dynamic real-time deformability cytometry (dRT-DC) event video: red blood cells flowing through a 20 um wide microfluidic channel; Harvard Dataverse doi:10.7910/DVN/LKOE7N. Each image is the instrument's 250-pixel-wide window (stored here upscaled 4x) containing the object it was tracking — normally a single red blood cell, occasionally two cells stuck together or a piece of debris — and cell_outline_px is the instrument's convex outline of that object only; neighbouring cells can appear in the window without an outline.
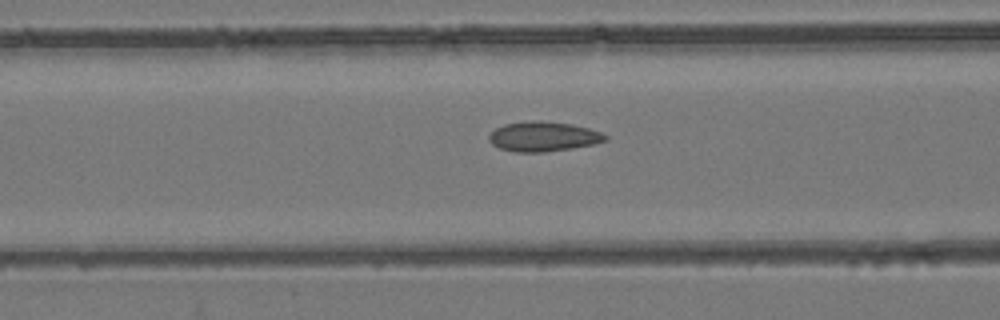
{"species": "common noctule bat (a hibernating species)", "species_latin": "Nyctalus noctula", "temperature_condition": "room temperature", "stored_images_in_passage": 54, "camera_frame_rate_fps": 3000, "um_per_image_px": 0.085, "animal": {"sex": "female", "body_mass_g": 24.6, "forearm_length_mm": 56.2}, "frame": {"image": 1, "passage_image": 22, "time_ms": 7.0, "image_size_px": [1000, 320], "cell_outline_px": [[608, 140], [592, 144], [572, 148], [544, 152], [516, 152], [500, 148], [492, 144], [488, 140], [488, 136], [496, 128], [504, 124], [532, 120], [540, 120], [572, 124], [588, 128], [600, 132], [608, 136]], "centroid_in_image_um": [46.17, 11.6], "position_along_channel_um": 120.4, "area_um2": 20.17}}
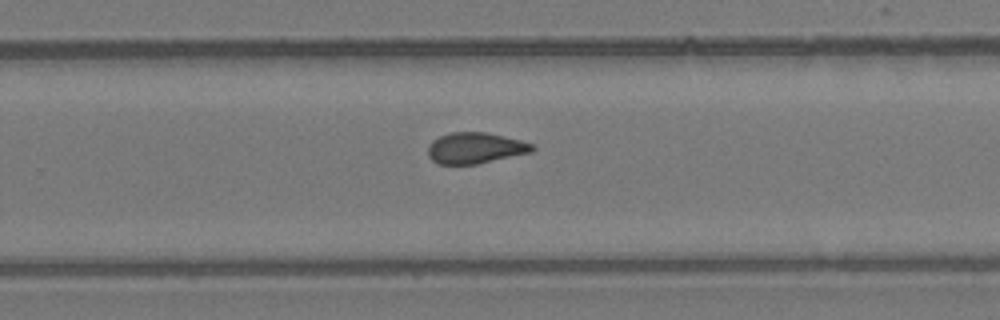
{"frame": {"image": 2, "passage_image": 35, "time_ms": 11.333, "image_size_px": [1000, 320], "cell_outline_px": [[536, 148], [532, 152], [476, 164], [440, 164], [432, 160], [428, 156], [428, 148], [432, 140], [440, 136], [452, 132], [484, 132], [520, 140], [536, 144]], "centroid_in_image_um": [40.42, 12.58], "position_along_channel_um": 289.4, "area_um2": 18.79}}
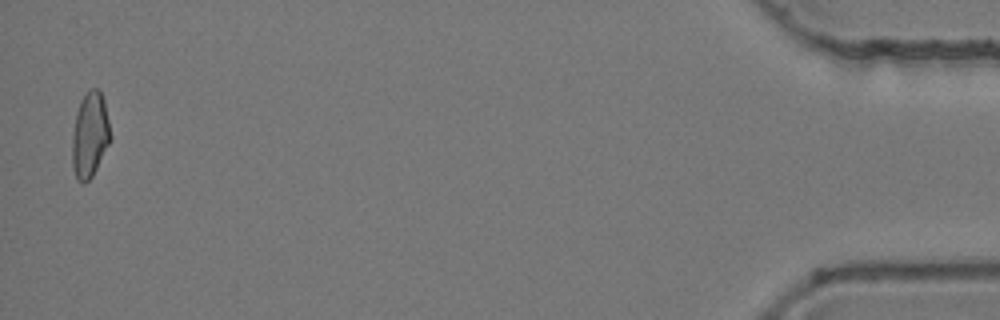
{"frame": {"image": 3, "passage_image": 53, "time_ms": 17.333, "image_size_px": [1000, 320], "cell_outline_px": [[112, 136], [92, 176], [84, 184], [76, 180], [72, 168], [72, 136], [76, 112], [80, 100], [92, 88], [100, 88], [104, 100]], "centroid_in_image_um": [7.63, 11.47], "position_along_channel_um": 427.6, "area_um2": 19.07}, "authors_computed_cell_mechanics": {"area_um2": 19.4497, "velocity_mm_per_s": 3.909, "shape_relaxation_time_tau1_ms": null, "shape_relaxation_time_tau2_ms": 2.1794, "deformation_change_tau1": null, "deformation_change_tau2": 0.0753}}